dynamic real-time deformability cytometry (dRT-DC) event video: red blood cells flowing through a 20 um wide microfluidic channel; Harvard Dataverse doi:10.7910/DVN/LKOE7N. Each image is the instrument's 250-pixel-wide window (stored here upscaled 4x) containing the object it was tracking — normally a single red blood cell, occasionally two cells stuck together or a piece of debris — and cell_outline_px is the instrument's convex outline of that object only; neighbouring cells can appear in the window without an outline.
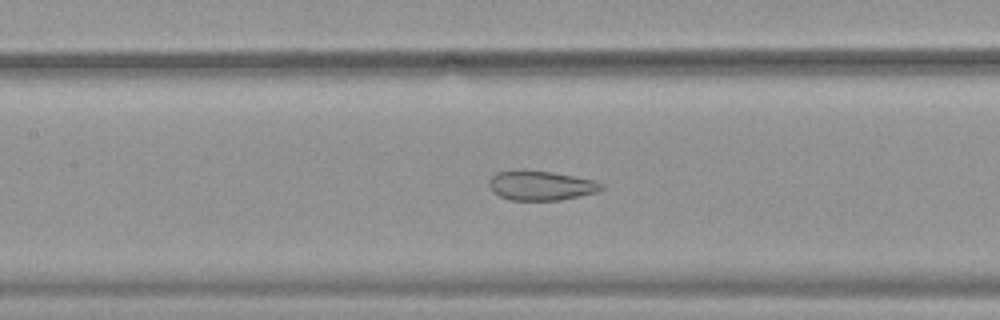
{"species": "common noctule bat (a hibernating species)", "species_latin": "Nyctalus noctula", "temperature_condition": "warm", "stored_images_in_passage": 39, "camera_frame_rate_fps": 3000, "um_per_image_px": 0.085, "animal": {"sex": "female", "body_mass_g": 19.9}, "frame": {"image": 1, "passage_image": 21, "time_ms": 6.667, "image_size_px": [1000, 320], "cell_outline_px": [[608, 188], [596, 192], [560, 200], [508, 200], [492, 192], [488, 184], [488, 180], [496, 172], [552, 172], [596, 180], [604, 184]], "centroid_in_image_um": [46.03, 15.8], "position_along_channel_um": 161.4, "area_um2": 19.07}}
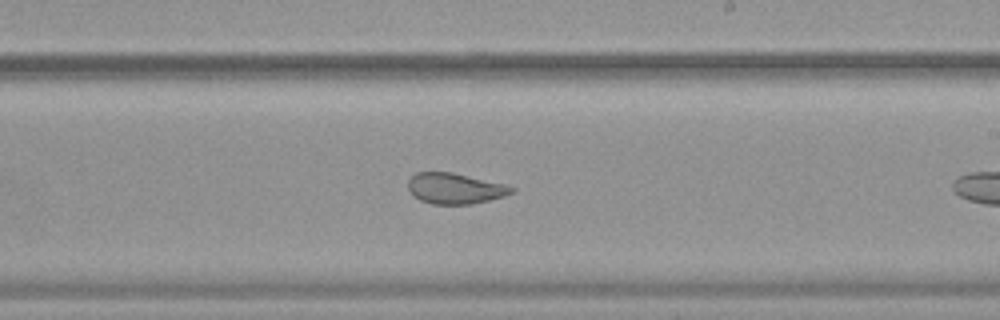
{"frame": {"image": 2, "passage_image": 28, "time_ms": 9.0, "image_size_px": [1000, 320], "cell_outline_px": [[516, 192], [504, 196], [472, 204], [432, 204], [420, 200], [412, 196], [408, 188], [408, 180], [416, 172], [452, 172], [504, 184], [516, 188]], "centroid_in_image_um": [38.66, 16.02], "position_along_channel_um": 250.3, "area_um2": 18.61}}
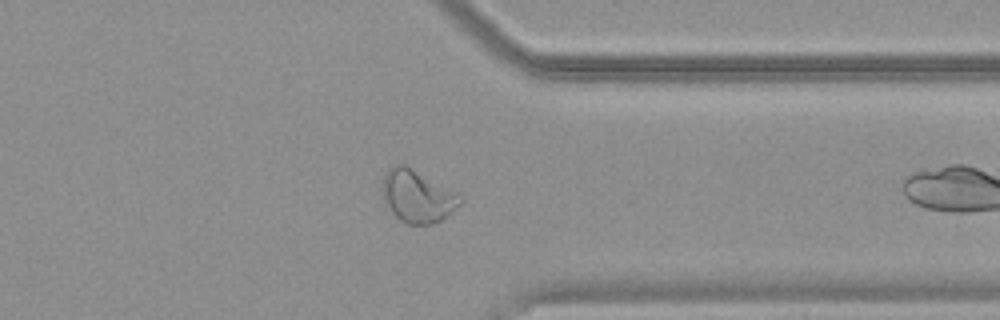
{"frame": {"image": 3, "passage_image": 38, "time_ms": 12.333, "image_size_px": [1000, 320], "cell_outline_px": [[464, 200], [452, 212], [440, 220], [432, 224], [408, 224], [400, 220], [384, 204], [384, 176], [388, 168], [396, 164], [408, 164], [464, 196]], "centroid_in_image_um": [35.52, 16.65], "position_along_channel_um": 375.9, "area_um2": 23.99}}